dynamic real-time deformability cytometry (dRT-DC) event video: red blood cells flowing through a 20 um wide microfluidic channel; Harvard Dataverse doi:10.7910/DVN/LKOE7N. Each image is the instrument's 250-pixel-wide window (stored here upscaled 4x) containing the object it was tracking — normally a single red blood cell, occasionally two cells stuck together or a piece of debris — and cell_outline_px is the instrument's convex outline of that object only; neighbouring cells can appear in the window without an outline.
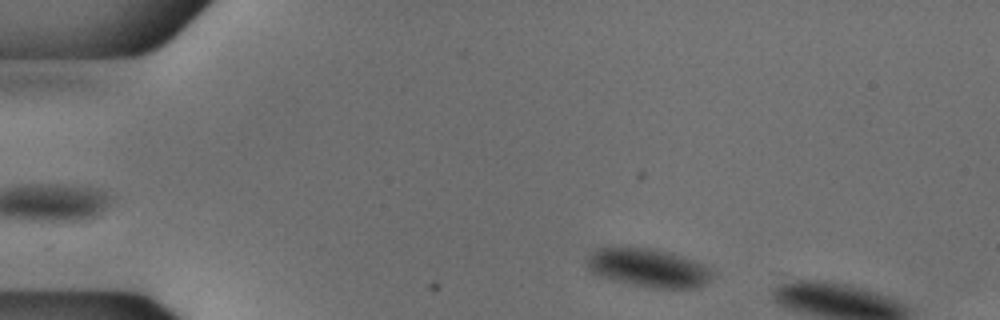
{"species": "common noctule bat (a hibernating species)", "species_latin": "Nyctalus noctula", "temperature_condition": "cold", "stored_images_in_passage": 7, "camera_frame_rate_fps": 3000, "um_per_image_px": 0.085, "animal": {"sex": "male", "body_mass_g": 18.8}, "frame": {"image": 1, "passage_image": 3, "time_ms": 0.667, "image_size_px": [1000, 320], "cell_outline_px": [[712, 276], [704, 284], [696, 288], [656, 288], [628, 284], [600, 276], [592, 272], [584, 264], [584, 260], [596, 248], [648, 248], [680, 256], [692, 260], [708, 268], [712, 272]], "centroid_in_image_um": [55.02, 22.78], "position_along_channel_um": 30.0, "area_um2": 27.63}}